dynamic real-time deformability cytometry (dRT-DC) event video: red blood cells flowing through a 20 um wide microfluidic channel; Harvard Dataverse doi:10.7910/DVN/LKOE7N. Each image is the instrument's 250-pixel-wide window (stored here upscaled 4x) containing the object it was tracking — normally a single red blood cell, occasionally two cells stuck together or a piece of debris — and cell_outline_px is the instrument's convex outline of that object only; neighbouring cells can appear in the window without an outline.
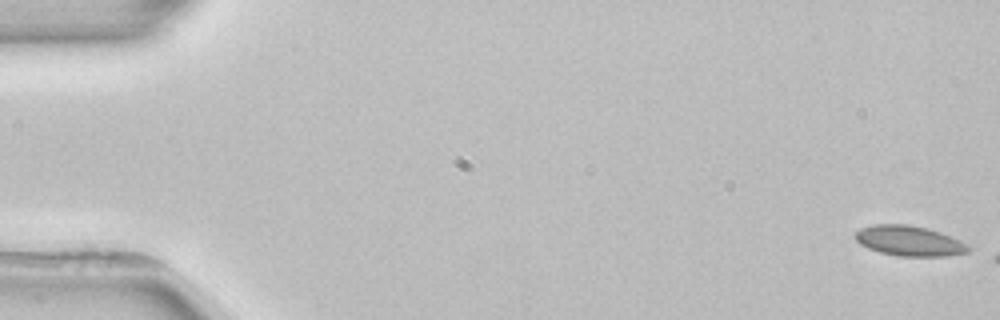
{"species": "common noctule bat (a hibernating species)", "species_latin": "Nyctalus noctula", "temperature_condition": "room temperature", "stored_images_in_passage": 4, "camera_frame_rate_fps": 3000, "um_per_image_px": 0.085, "animal": {"sex": "female", "body_mass_g": 22.7, "forearm_length_mm": 54.2}, "frame": {"image": 1, "passage_image": 1, "time_ms": 0.0, "image_size_px": [1000, 320], "cell_outline_px": [[972, 248], [968, 252], [948, 256], [896, 256], [880, 252], [868, 248], [860, 244], [856, 240], [856, 232], [860, 228], [872, 224], [908, 224], [928, 228], [940, 232], [960, 240], [968, 244]], "centroid_in_image_um": [77.31, 20.47], "position_along_channel_um": 7.7, "area_um2": 20.06}}